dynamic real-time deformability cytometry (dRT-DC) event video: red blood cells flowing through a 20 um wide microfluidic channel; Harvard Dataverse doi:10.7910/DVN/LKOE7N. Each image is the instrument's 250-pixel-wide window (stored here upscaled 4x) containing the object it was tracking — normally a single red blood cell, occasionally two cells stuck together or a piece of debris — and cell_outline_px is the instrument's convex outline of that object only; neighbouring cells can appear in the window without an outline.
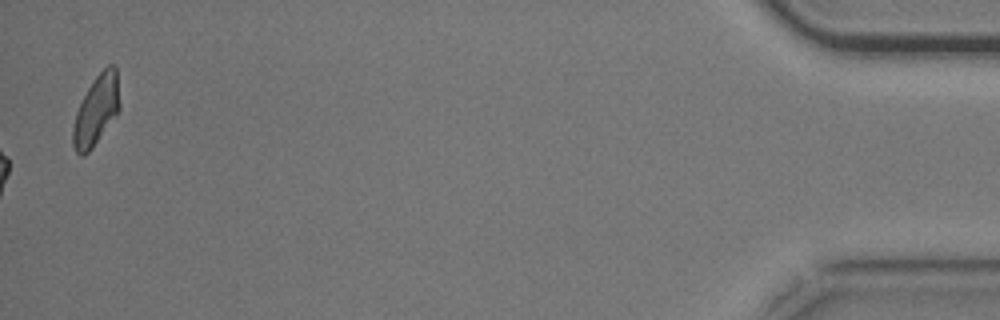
{"species": "common noctule bat (a hibernating species)", "species_latin": "Nyctalus noctula", "temperature_condition": "cold", "stored_images_in_passage": 46, "camera_frame_rate_fps": 3000, "um_per_image_px": 0.085, "animal": {"sex": "male", "body_mass_g": 20.5, "forearm_length_mm": 52.5}, "frame": {"image": 1, "passage_image": 46, "time_ms": 15.0, "image_size_px": [1000, 320], "cell_outline_px": [[120, 108], [92, 148], [84, 156], [80, 156], [76, 152], [72, 144], [72, 128], [76, 112], [88, 88], [96, 76], [108, 64], [112, 64], [116, 68], [120, 104]], "centroid_in_image_um": [8.16, 9.38], "position_along_channel_um": 427.0, "area_um2": 18.73}}